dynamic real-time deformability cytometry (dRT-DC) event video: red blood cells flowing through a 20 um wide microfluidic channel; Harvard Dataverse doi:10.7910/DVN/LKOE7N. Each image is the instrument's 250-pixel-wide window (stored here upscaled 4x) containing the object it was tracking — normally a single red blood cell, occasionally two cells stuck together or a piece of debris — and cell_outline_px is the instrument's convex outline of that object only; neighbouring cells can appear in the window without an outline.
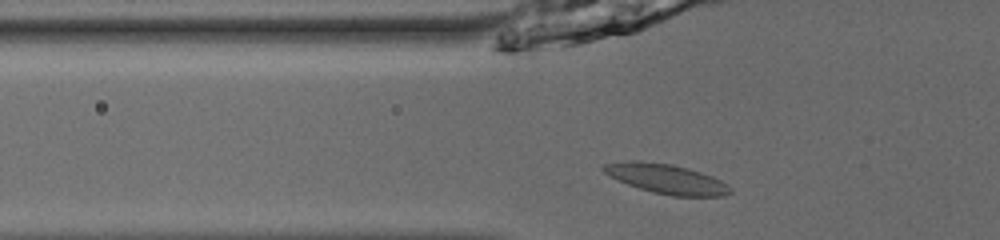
{"species": "common noctule bat (a hibernating species)", "species_latin": "Nyctalus noctula", "temperature_condition": "room temperature", "stored_images_in_passage": 43, "camera_frame_rate_fps": 3000, "um_per_image_px": 0.085, "animal": {"sex": "male", "body_mass_g": 13.0, "forearm_length_mm": 53.1}, "frame": {"image": 1, "passage_image": 11, "time_ms": 3.333, "image_size_px": [1000, 240], "cell_outline_px": [[732, 192], [724, 196], [672, 196], [652, 192], [628, 184], [604, 172], [600, 168], [604, 164], [636, 160], [640, 160], [672, 164], [688, 168], [712, 176], [728, 184], [732, 188]], "centroid_in_image_um": [56.69, 15.2], "position_along_channel_um": 69.1, "area_um2": 21.73}}
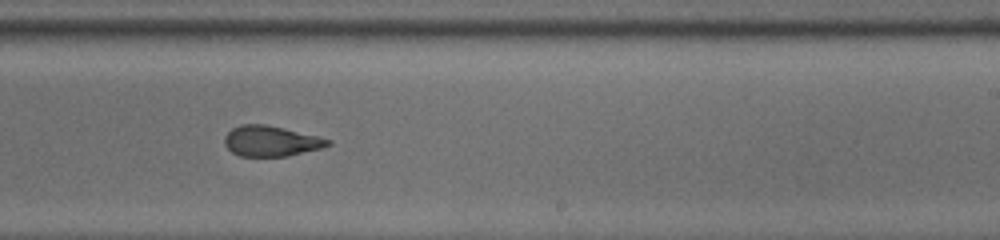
{"frame": {"image": 2, "passage_image": 26, "time_ms": 8.333, "image_size_px": [1000, 240], "cell_outline_px": [[332, 144], [320, 148], [288, 156], [240, 156], [232, 152], [224, 144], [224, 136], [232, 128], [240, 124], [264, 124], [316, 136], [332, 140]], "centroid_in_image_um": [22.99, 11.99], "position_along_channel_um": 266.0, "area_um2": 18.15}}
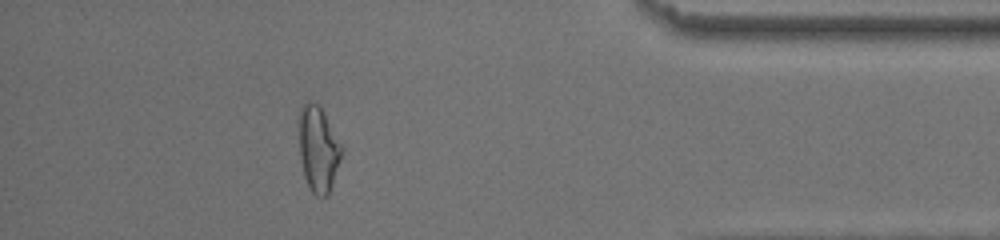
{"frame": {"image": 3, "passage_image": 39, "time_ms": 12.667, "image_size_px": [1000, 240], "cell_outline_px": [[344, 152], [328, 196], [316, 196], [312, 192], [304, 176], [300, 156], [296, 120], [296, 116], [300, 108], [308, 100], [320, 104], [344, 148]], "centroid_in_image_um": [27.04, 12.59], "position_along_channel_um": 408.2, "area_um2": 22.2}}